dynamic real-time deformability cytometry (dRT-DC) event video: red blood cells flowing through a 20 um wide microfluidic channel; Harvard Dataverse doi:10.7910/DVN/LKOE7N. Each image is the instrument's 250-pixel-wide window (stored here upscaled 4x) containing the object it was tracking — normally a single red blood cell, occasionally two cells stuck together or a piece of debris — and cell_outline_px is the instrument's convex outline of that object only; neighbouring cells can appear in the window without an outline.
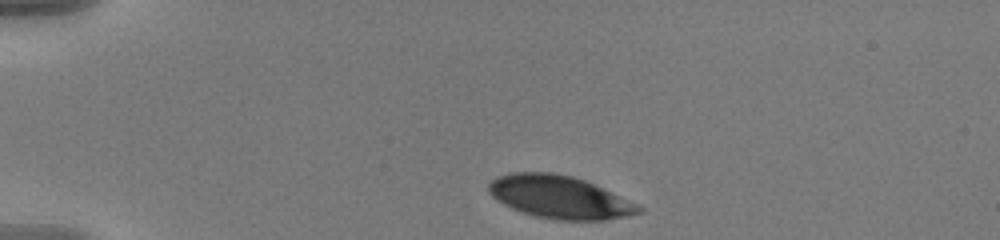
{"species": "human", "species_latin": "Homo sapiens", "temperature_condition": "warm", "stored_images_in_passage": 5, "camera_frame_rate_fps": 3000, "um_per_image_px": 0.085, "donor": {"sex": "male"}, "frame": {"image": 1, "passage_image": 1, "time_ms": 0.0, "image_size_px": [1000, 240], "cell_outline_px": [[644, 208], [640, 212], [628, 216], [604, 220], [556, 220], [536, 216], [512, 208], [496, 200], [488, 192], [488, 184], [496, 176], [508, 172], [552, 172], [572, 176], [584, 180]], "centroid_in_image_um": [47.49, 16.74], "position_along_channel_um": 37.5, "area_um2": 37.05}}
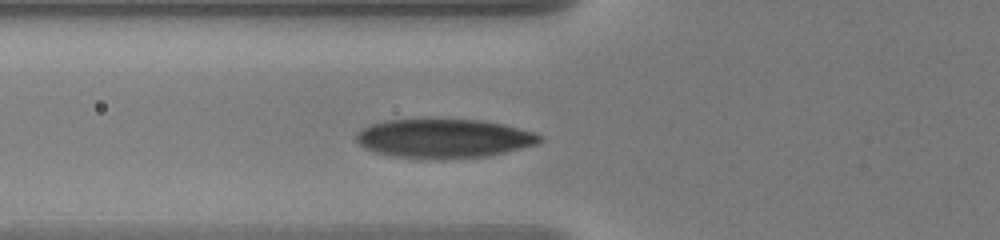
{"frame": {"image": 2, "passage_image": 5, "time_ms": 1.333, "image_size_px": [1000, 240], "cell_outline_px": [[544, 140], [536, 144], [488, 156], [440, 160], [392, 156], [376, 152], [364, 148], [356, 140], [356, 132], [360, 128], [368, 124], [384, 120], [428, 116], [480, 120], [504, 124], [532, 132], [544, 136]], "centroid_in_image_um": [37.66, 11.72], "position_along_channel_um": 88.1, "area_um2": 43.29}}